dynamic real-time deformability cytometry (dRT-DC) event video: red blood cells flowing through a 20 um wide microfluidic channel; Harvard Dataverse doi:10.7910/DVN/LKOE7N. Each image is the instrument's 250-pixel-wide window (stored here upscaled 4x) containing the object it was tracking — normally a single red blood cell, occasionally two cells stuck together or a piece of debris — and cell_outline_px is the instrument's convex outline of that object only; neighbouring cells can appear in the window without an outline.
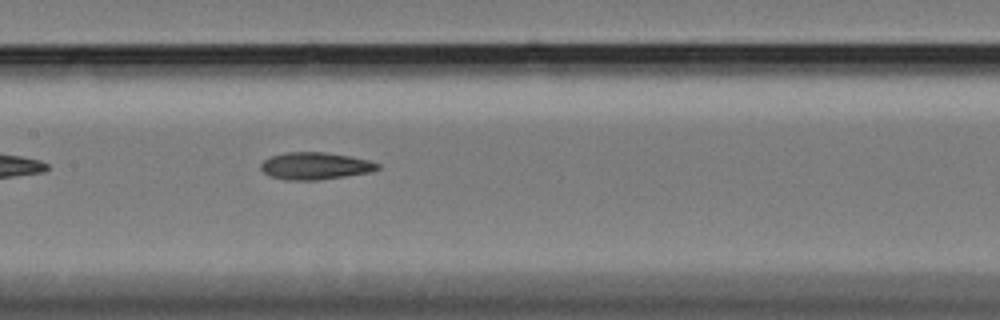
{"species": "Egyptian fruit bat (a non-hibernating species)", "species_latin": "Rousettus aegyptiacus", "temperature_condition": "cold", "stored_images_in_passage": 37, "camera_frame_rate_fps": 3000, "um_per_image_px": 0.085, "animal": {"sex": "female"}, "frame": {"image": 1, "passage_image": 10, "time_ms": 3.0, "image_size_px": [1000, 320], "cell_outline_px": [[380, 168], [372, 172], [316, 180], [288, 180], [272, 176], [264, 172], [260, 168], [260, 164], [264, 160], [272, 156], [284, 152], [324, 152], [348, 156], [368, 160], [380, 164]], "centroid_in_image_um": [26.8, 14.1], "position_along_channel_um": 180.6, "area_um2": 18.32}}
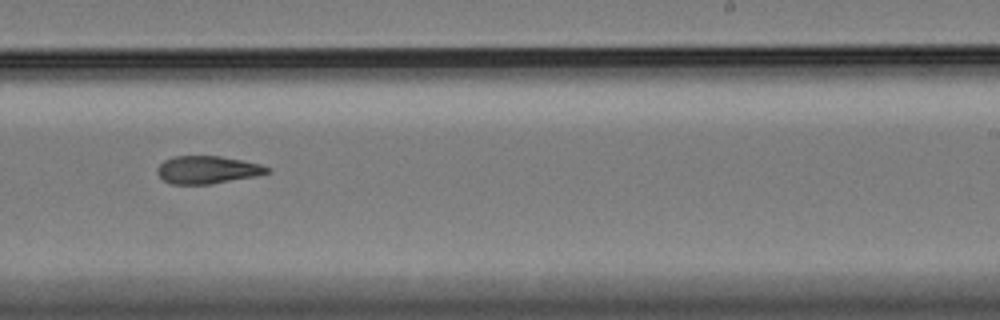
{"frame": {"image": 2, "passage_image": 18, "time_ms": 5.667, "image_size_px": [1000, 320], "cell_outline_px": [[272, 172], [256, 176], [212, 184], [172, 184], [164, 180], [156, 172], [156, 168], [164, 160], [172, 156], [220, 156], [244, 160], [260, 164], [272, 168]], "centroid_in_image_um": [17.66, 14.43], "position_along_channel_um": 271.3, "area_um2": 17.98}}
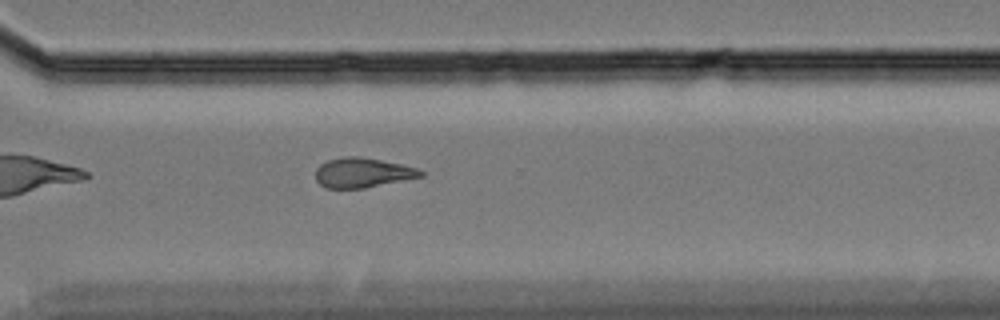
{"frame": {"image": 3, "passage_image": 24, "time_ms": 7.667, "image_size_px": [1000, 320], "cell_outline_px": [[424, 176], [364, 188], [328, 188], [320, 184], [316, 180], [316, 168], [320, 164], [328, 160], [344, 156], [360, 156], [400, 164], [416, 168], [424, 172]], "centroid_in_image_um": [30.8, 14.67], "position_along_channel_um": 339.8, "area_um2": 18.09}}